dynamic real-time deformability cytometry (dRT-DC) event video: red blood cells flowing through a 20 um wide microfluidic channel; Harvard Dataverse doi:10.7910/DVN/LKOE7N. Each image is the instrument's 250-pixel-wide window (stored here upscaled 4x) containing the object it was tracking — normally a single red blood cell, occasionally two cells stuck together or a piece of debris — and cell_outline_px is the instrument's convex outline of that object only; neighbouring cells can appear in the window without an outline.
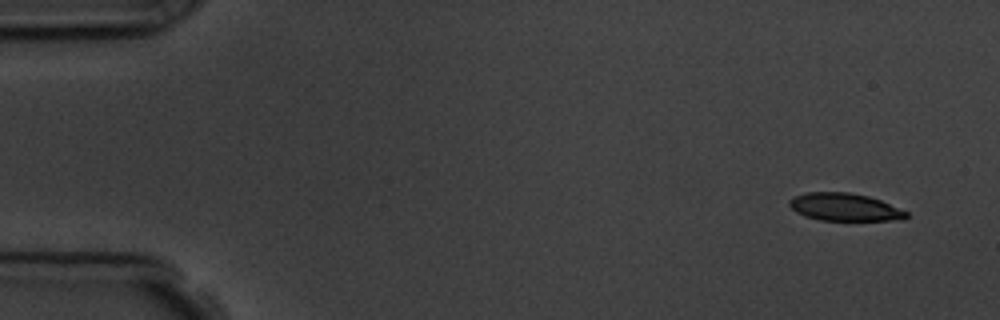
{"species": "common noctule bat (a hibernating species)", "species_latin": "Nyctalus noctula", "temperature_condition": "room temperature", "stored_images_in_passage": 4, "camera_frame_rate_fps": 3000, "um_per_image_px": 0.085, "animal": {"sex": "male", "body_mass_g": 19.5, "forearm_length_mm": 54.6}, "frame": {"image": 1, "passage_image": 1, "time_ms": 0.0, "image_size_px": [1000, 320], "cell_outline_px": [[908, 216], [904, 220], [820, 220], [804, 216], [796, 212], [788, 204], [788, 200], [792, 196], [804, 192], [848, 192], [868, 196], [880, 200], [908, 212]], "centroid_in_image_um": [71.75, 17.6], "position_along_channel_um": 13.2, "area_um2": 18.96}}
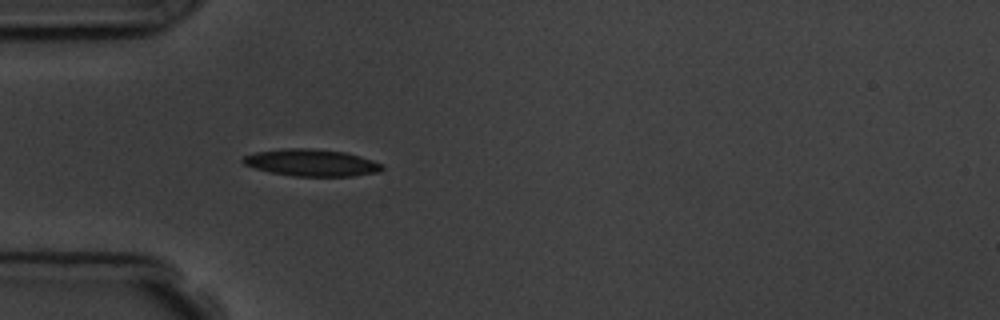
{"frame": {"image": 2, "passage_image": 4, "time_ms": 4.333, "image_size_px": [1000, 320], "cell_outline_px": [[384, 168], [380, 172], [352, 176], [292, 176], [272, 172], [256, 168], [244, 164], [240, 160], [244, 156], [256, 152], [284, 148], [312, 148], [344, 152], [360, 156], [384, 164]], "centroid_in_image_um": [26.5, 13.83], "position_along_channel_um": 58.5, "area_um2": 21.85}}